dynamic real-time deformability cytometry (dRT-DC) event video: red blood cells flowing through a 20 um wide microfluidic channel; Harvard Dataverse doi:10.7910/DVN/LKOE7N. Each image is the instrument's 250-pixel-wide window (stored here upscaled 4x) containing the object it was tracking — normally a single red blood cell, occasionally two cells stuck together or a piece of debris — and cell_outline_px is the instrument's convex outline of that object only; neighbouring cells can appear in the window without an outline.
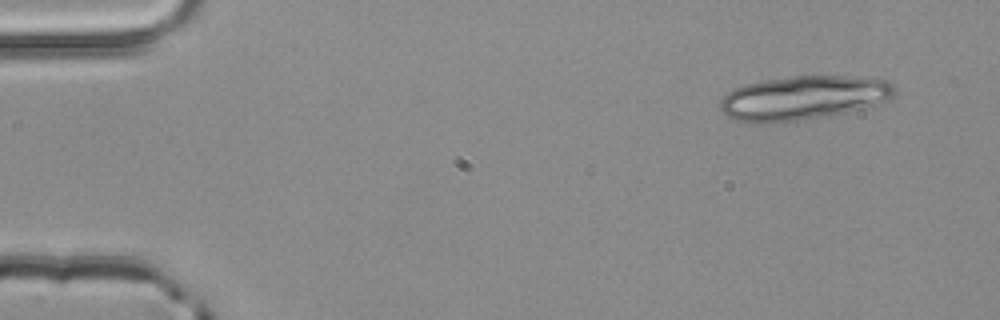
{"species": "common noctule bat (a hibernating species)", "species_latin": "Nyctalus noctula", "temperature_condition": "room temperature", "stored_images_in_passage": 3, "camera_frame_rate_fps": 3000, "um_per_image_px": 0.085, "animal": {"sex": "male", "body_mass_g": 20.4}, "frame": {"image": 1, "passage_image": 1, "time_ms": 0.0, "image_size_px": [1000, 320], "cell_outline_px": [[896, 92], [892, 96], [872, 108], [828, 116], [800, 120], [768, 124], [756, 124], [732, 120], [720, 108], [720, 100], [728, 92], [744, 84], [764, 80], [796, 76], [844, 76], [888, 80], [896, 88]], "centroid_in_image_um": [68.29, 8.34], "position_along_channel_um": 16.7, "area_um2": 45.32}}